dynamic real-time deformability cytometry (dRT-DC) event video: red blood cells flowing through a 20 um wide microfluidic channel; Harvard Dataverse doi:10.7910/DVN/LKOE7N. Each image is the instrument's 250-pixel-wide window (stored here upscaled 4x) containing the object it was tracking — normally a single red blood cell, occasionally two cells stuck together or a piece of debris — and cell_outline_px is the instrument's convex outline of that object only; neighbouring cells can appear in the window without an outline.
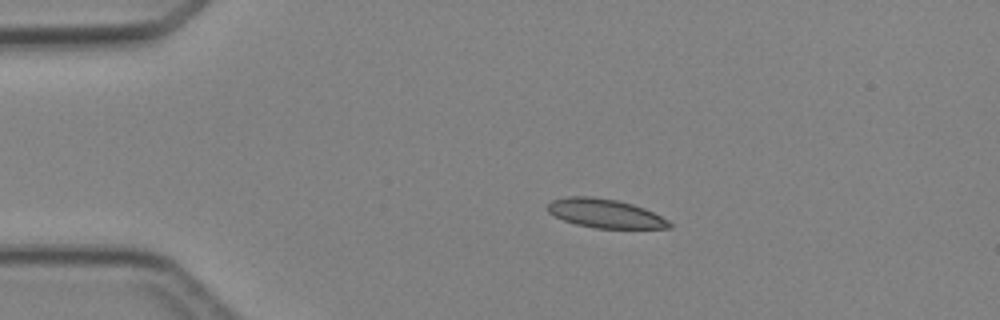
{"species": "Egyptian fruit bat (a non-hibernating species)", "species_latin": "Rousettus aegyptiacus", "temperature_condition": "cold", "stored_images_in_passage": 2, "camera_frame_rate_fps": 3000, "um_per_image_px": 0.085, "animal": {"sex": "female"}, "frame": {"image": 1, "passage_image": 1, "time_ms": 0.0, "image_size_px": [1000, 320], "cell_outline_px": [[672, 228], [596, 228], [576, 224], [564, 220], [548, 212], [548, 204], [552, 200], [568, 196], [592, 196], [616, 200], [632, 204], [644, 208], [668, 220], [672, 224]], "centroid_in_image_um": [51.43, 18.14], "position_along_channel_um": 33.6, "area_um2": 20.29}}